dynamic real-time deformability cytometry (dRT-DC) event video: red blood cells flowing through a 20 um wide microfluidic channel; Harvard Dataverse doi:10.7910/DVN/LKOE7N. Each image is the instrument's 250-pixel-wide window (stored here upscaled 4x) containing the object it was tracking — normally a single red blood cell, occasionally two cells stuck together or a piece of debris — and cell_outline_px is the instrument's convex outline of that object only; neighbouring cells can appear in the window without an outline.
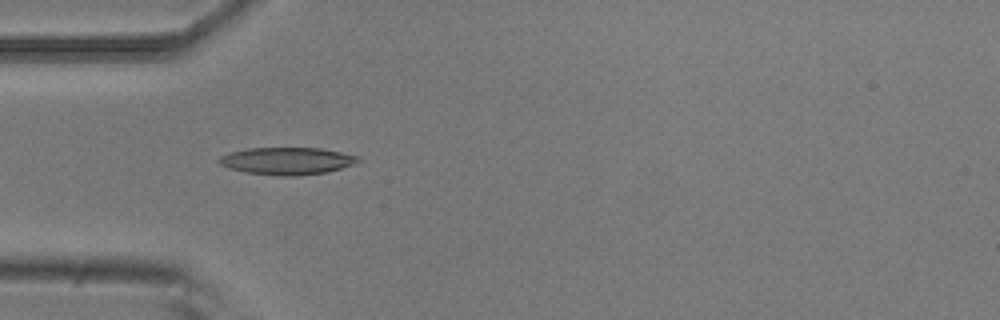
{"species": "common noctule bat (a hibernating species)", "species_latin": "Nyctalus noctula", "temperature_condition": "room temperature", "stored_images_in_passage": 4, "camera_frame_rate_fps": 3000, "um_per_image_px": 0.085, "animal": {"sex": "male", "body_mass_g": 20.5, "forearm_length_mm": 52.5}, "frame": {"image": 1, "passage_image": 3, "time_ms": 0.667, "image_size_px": [1000, 320], "cell_outline_px": [[364, 160], [328, 172], [296, 176], [280, 176], [244, 172], [228, 168], [220, 164], [216, 160], [220, 156], [228, 152], [248, 148], [320, 148], [360, 156]], "centroid_in_image_um": [24.38, 13.68], "position_along_channel_um": 60.6, "area_um2": 22.31}}
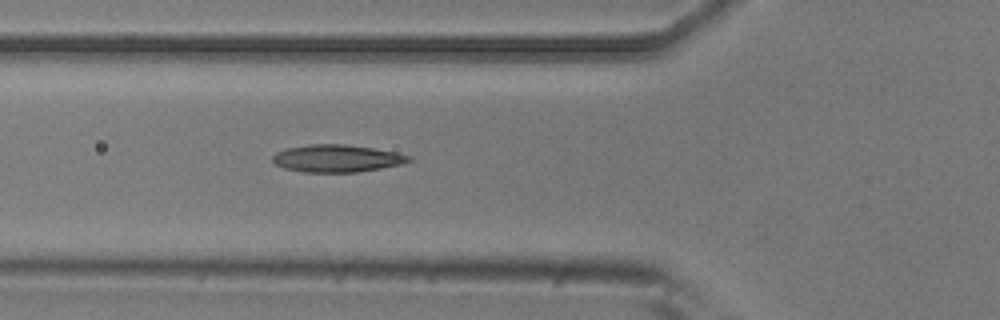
{"frame": {"image": 2, "passage_image": 4, "time_ms": 1.0, "image_size_px": [1000, 320], "cell_outline_px": [[412, 160], [400, 164], [380, 168], [356, 172], [304, 172], [284, 168], [276, 164], [272, 160], [272, 156], [276, 152], [288, 148], [308, 144], [344, 144], [372, 148], [396, 152], [412, 156]], "centroid_in_image_um": [28.62, 13.46], "position_along_channel_um": 97.2, "area_um2": 21.62}}